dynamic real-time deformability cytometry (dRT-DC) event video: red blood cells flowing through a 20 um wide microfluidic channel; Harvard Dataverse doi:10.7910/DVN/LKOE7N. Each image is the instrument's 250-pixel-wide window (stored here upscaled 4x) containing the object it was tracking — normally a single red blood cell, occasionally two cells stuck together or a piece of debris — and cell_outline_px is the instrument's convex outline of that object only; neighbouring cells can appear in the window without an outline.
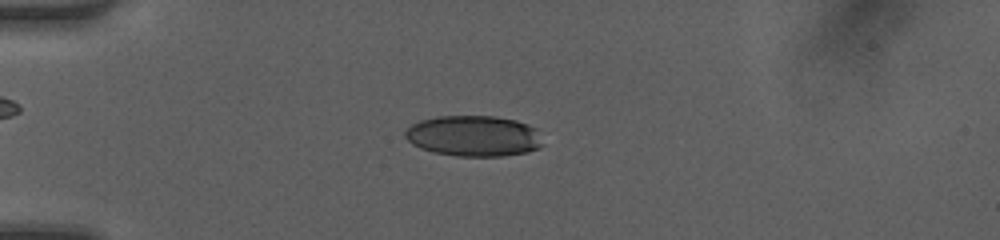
{"species": "human", "species_latin": "Homo sapiens", "temperature_condition": "room temperature", "stored_images_in_passage": 50, "camera_frame_rate_fps": 3000, "um_per_image_px": 0.085, "donor": {"sex": "female"}, "frame": {"image": 1, "passage_image": 14, "time_ms": 4.333, "image_size_px": [1000, 240], "cell_outline_px": [[544, 144], [528, 152], [504, 156], [456, 156], [436, 152], [420, 148], [412, 144], [404, 136], [404, 132], [412, 124], [420, 120], [436, 116], [496, 116], [516, 120], [528, 124], [536, 128]], "centroid_in_image_um": [40.27, 11.55], "position_along_channel_um": 44.7, "area_um2": 32.89}}
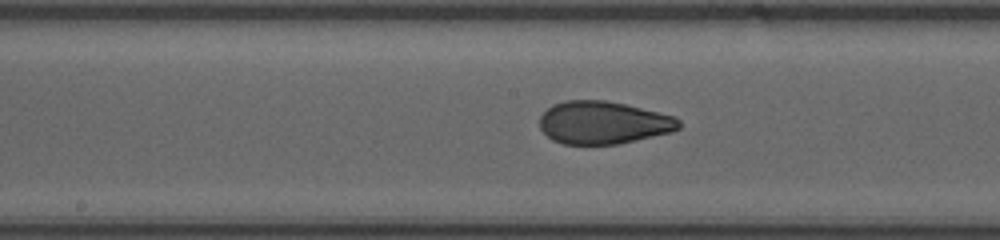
{"frame": {"image": 2, "passage_image": 27, "time_ms": 8.667, "image_size_px": [1000, 240], "cell_outline_px": [[680, 128], [672, 132], [620, 144], [564, 144], [552, 140], [540, 128], [540, 116], [552, 104], [564, 100], [604, 100], [624, 104], [676, 116], [680, 120]], "centroid_in_image_um": [51.29, 10.42], "position_along_channel_um": 196.9, "area_um2": 34.8}}
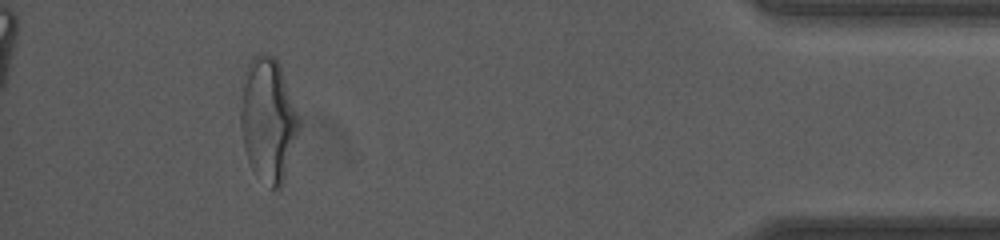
{"frame": {"image": 3, "passage_image": 46, "time_ms": 15.0, "image_size_px": [1000, 240], "cell_outline_px": [[300, 124], [284, 180], [280, 188], [272, 188], [252, 168], [248, 160], [244, 148], [240, 128], [240, 108], [244, 72], [252, 56], [260, 52], [272, 56], [280, 64], [300, 116]], "centroid_in_image_um": [22.78, 10.11], "position_along_channel_um": 412.4, "area_um2": 42.08}, "authors_computed_cell_mechanics": {"area_um2": 34.8534, "velocity_mm_per_s": 4.2278, "shape_relaxation_time_tau1_ms": 5.6398, "shape_relaxation_time_tau2_ms": 0.9164, "deformation_change_tau1": 0.2139, "deformation_change_tau2": 0.0665}}